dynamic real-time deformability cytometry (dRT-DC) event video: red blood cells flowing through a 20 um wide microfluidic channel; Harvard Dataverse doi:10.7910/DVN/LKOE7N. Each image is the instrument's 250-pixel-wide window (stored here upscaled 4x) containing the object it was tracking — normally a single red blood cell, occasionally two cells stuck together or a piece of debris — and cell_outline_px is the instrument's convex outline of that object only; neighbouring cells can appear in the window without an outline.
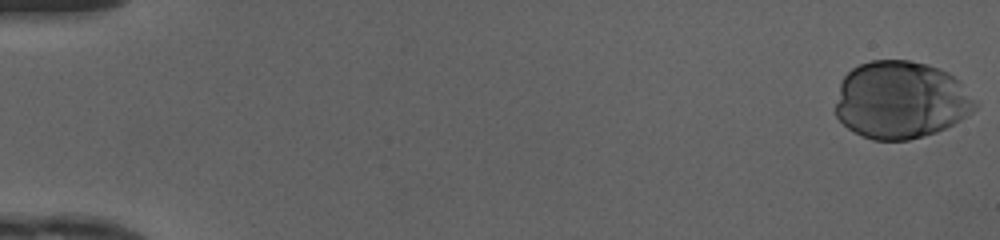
{"species": "human", "species_latin": "Homo sapiens", "temperature_condition": "cold", "stored_images_in_passage": 41, "camera_frame_rate_fps": 3000, "um_per_image_px": 0.085, "donor": {"sex": "female"}, "frame": {"image": 1, "passage_image": 1, "time_ms": 0.0, "image_size_px": [1000, 240], "cell_outline_px": [[976, 108], [968, 116], [936, 132], [908, 140], [872, 140], [848, 128], [836, 116], [836, 104], [840, 84], [844, 76], [852, 68], [860, 64], [872, 60], [908, 60], [928, 64], [948, 72], [960, 80], [976, 100]], "centroid_in_image_um": [76.59, 8.49], "position_along_channel_um": 8.4, "area_um2": 63.12}}
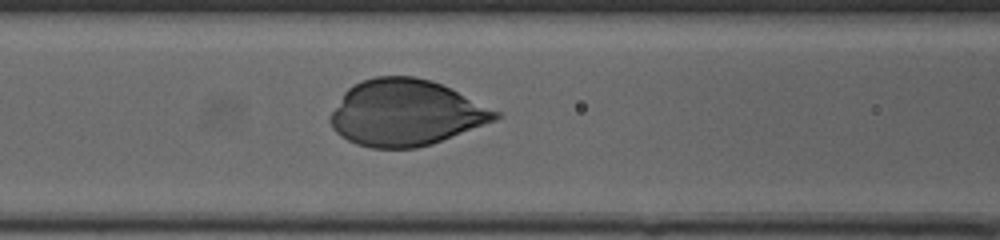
{"frame": {"image": 2, "passage_image": 22, "time_ms": 7.0, "image_size_px": [1000, 240], "cell_outline_px": [[500, 116], [496, 120], [432, 144], [416, 148], [372, 148], [356, 144], [340, 136], [332, 128], [328, 120], [332, 112], [344, 92], [348, 88], [360, 80], [376, 76], [412, 76], [432, 80], [500, 112]], "centroid_in_image_um": [34.45, 9.59], "position_along_channel_um": 132.2, "area_um2": 63.35}}
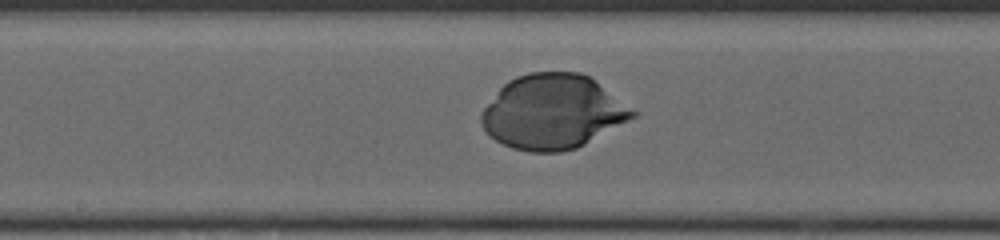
{"frame": {"image": 3, "passage_image": 27, "time_ms": 8.667, "image_size_px": [1000, 240], "cell_outline_px": [[640, 112], [636, 116], [584, 144], [576, 148], [560, 152], [532, 152], [512, 148], [496, 140], [484, 128], [480, 120], [480, 116], [484, 108], [500, 88], [508, 80], [516, 76], [528, 72], [580, 72], [588, 76]], "centroid_in_image_um": [47.0, 9.5], "position_along_channel_um": 201.2, "area_um2": 65.2}}